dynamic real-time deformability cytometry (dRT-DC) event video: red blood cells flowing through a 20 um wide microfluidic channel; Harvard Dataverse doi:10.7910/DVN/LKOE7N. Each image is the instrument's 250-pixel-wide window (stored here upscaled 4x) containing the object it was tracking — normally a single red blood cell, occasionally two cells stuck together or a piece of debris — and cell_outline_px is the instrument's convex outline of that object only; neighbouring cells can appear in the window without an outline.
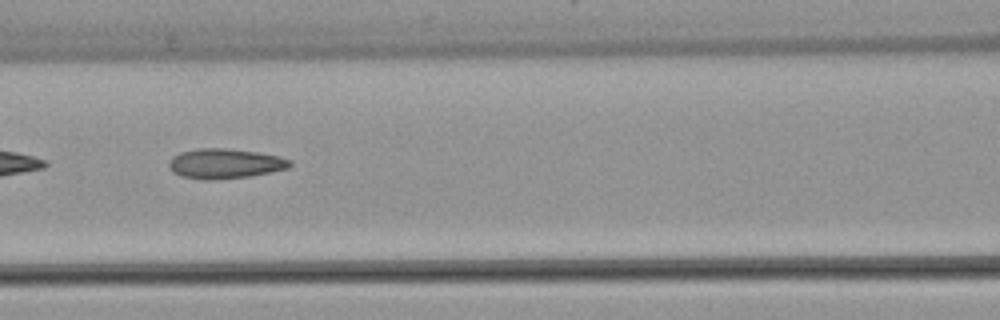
{"species": "common noctule bat (a hibernating species)", "species_latin": "Nyctalus noctula", "temperature_condition": "warm", "stored_images_in_passage": 52, "camera_frame_rate_fps": 3000, "um_per_image_px": 0.085, "animal": {"sex": "female", "body_mass_g": 22.7, "forearm_length_mm": 54.2}, "frame": {"image": 1, "passage_image": 23, "time_ms": 7.333, "image_size_px": [1000, 320], "cell_outline_px": [[292, 164], [288, 168], [248, 176], [212, 180], [200, 180], [180, 176], [172, 172], [168, 164], [168, 160], [172, 156], [180, 152], [196, 148], [224, 148], [256, 152], [280, 156], [292, 160]], "centroid_in_image_um": [19.07, 13.9], "position_along_channel_um": 147.5, "area_um2": 21.21}, "authors_computed_cell_mechanics": {"area_um2": 20.6635, "velocity_mm_per_s": 3.9748, "shape_relaxation_time_tau1_ms": null, "shape_relaxation_time_tau2_ms": 2.2537, "deformation_change_tau1": null, "deformation_change_tau2": 0.1058}}